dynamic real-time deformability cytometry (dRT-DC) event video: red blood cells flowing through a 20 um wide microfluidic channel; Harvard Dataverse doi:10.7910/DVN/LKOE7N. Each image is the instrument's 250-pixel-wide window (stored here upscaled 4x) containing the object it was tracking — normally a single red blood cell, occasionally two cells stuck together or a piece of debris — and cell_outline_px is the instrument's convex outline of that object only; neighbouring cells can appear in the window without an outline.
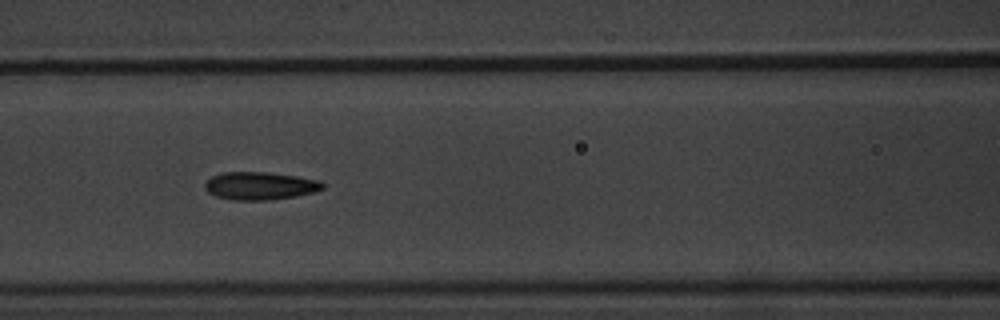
{"species": "common noctule bat (a hibernating species)", "species_latin": "Nyctalus noctula", "temperature_condition": "warm", "stored_images_in_passage": 8, "camera_frame_rate_fps": 3000, "um_per_image_px": 0.085, "animal": {"sex": "male", "body_mass_g": 20.1, "forearm_length_mm": 53.5}, "frame": {"image": 1, "passage_image": 7, "time_ms": 7.667, "image_size_px": [1000, 320], "cell_outline_px": [[324, 188], [312, 192], [296, 196], [268, 200], [232, 200], [216, 196], [208, 192], [204, 188], [204, 184], [212, 176], [224, 172], [268, 172], [296, 176], [320, 180], [324, 184]], "centroid_in_image_um": [22.09, 15.79], "position_along_channel_um": 144.5, "area_um2": 19.07}}
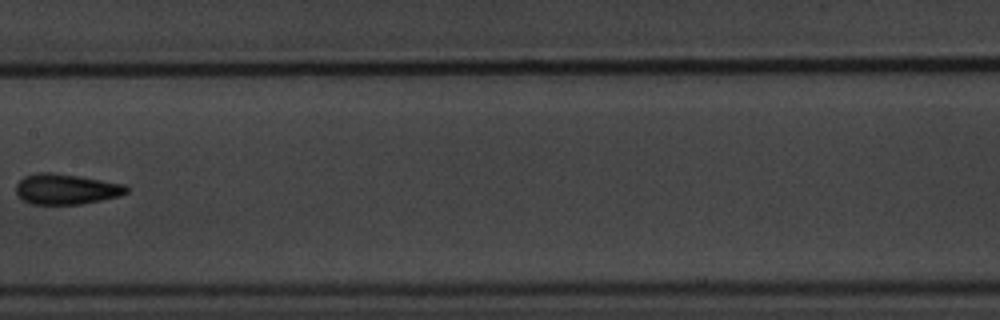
{"frame": {"image": 2, "passage_image": 8, "time_ms": 9.333, "image_size_px": [1000, 320], "cell_outline_px": [[128, 192], [120, 196], [80, 204], [32, 204], [24, 200], [16, 192], [16, 184], [24, 176], [36, 172], [52, 172], [80, 176], [124, 184], [128, 188]], "centroid_in_image_um": [5.62, 16.06], "position_along_channel_um": 201.8, "area_um2": 19.59}}